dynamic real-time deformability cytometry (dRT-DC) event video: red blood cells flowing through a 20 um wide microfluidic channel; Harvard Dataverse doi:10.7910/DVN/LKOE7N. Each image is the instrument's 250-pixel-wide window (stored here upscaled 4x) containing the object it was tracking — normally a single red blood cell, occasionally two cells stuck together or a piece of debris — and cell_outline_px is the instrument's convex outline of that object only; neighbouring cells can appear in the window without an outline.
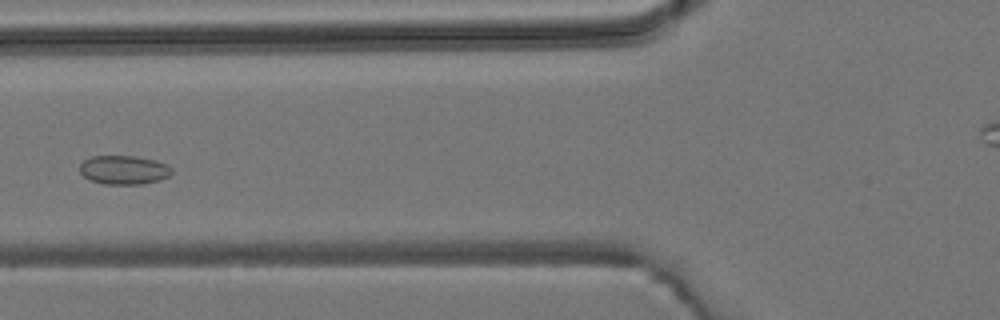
{"species": "common noctule bat (a hibernating species)", "species_latin": "Nyctalus noctula", "temperature_condition": "room temperature", "stored_images_in_passage": 6, "camera_frame_rate_fps": 3000, "um_per_image_px": 0.085, "animal": {"sex": "male", "body_mass_g": 19.2, "forearm_length_mm": 51.8}, "frame": {"image": 1, "passage_image": 5, "time_ms": 5.667, "image_size_px": [1000, 320], "cell_outline_px": [[172, 172], [168, 176], [160, 180], [144, 184], [104, 184], [92, 180], [84, 176], [80, 172], [80, 164], [84, 160], [92, 156], [136, 156], [156, 160], [168, 164], [172, 168]], "centroid_in_image_um": [10.56, 14.44], "position_along_channel_um": 115.2, "area_um2": 15.55}}
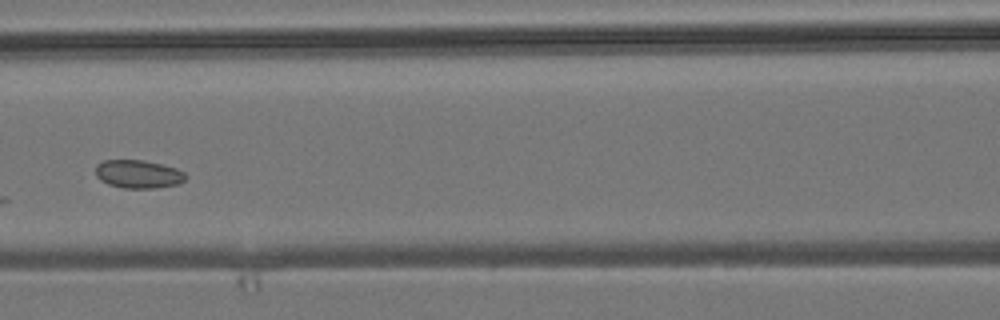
{"frame": {"image": 2, "passage_image": 6, "time_ms": 6.667, "image_size_px": [1000, 320], "cell_outline_px": [[188, 176], [184, 180], [176, 184], [156, 188], [124, 188], [108, 184], [100, 180], [96, 176], [96, 164], [104, 160], [144, 160], [176, 168], [184, 172]], "centroid_in_image_um": [11.74, 14.79], "position_along_channel_um": 154.9, "area_um2": 14.8}}